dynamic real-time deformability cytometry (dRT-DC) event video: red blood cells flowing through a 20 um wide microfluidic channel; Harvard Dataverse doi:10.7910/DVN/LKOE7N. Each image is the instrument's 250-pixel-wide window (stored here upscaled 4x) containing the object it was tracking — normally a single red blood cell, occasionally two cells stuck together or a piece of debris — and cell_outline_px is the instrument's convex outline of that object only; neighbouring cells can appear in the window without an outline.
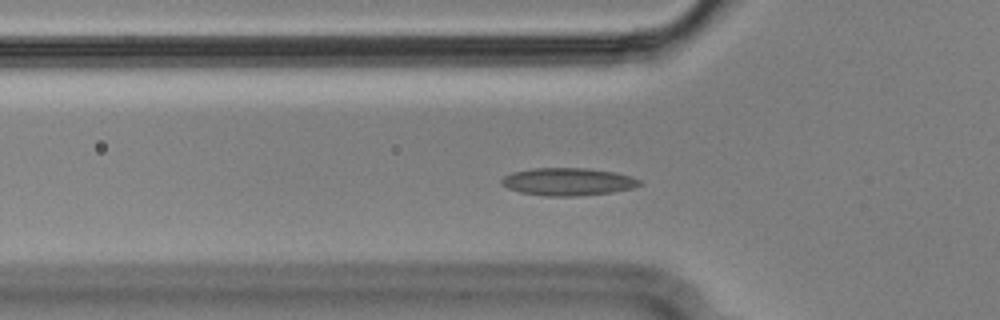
{"species": "Egyptian fruit bat (a non-hibernating species)", "species_latin": "Rousettus aegyptiacus", "temperature_condition": "cold", "stored_images_in_passage": 57, "segment_of_instrument_passage": [1, 2], "camera_frame_rate_fps": 3000, "um_per_image_px": 0.085, "animal": {"sex": "male"}, "frame": {"image": 1, "passage_image": 18, "time_ms": 5.667, "image_size_px": [1000, 320], "cell_outline_px": [[644, 184], [632, 188], [612, 192], [576, 196], [548, 196], [520, 192], [508, 188], [500, 184], [500, 180], [504, 176], [512, 172], [532, 168], [584, 168], [616, 172], [632, 176], [640, 180]], "centroid_in_image_um": [48.28, 15.44], "position_along_channel_um": 77.5, "area_um2": 22.31}}
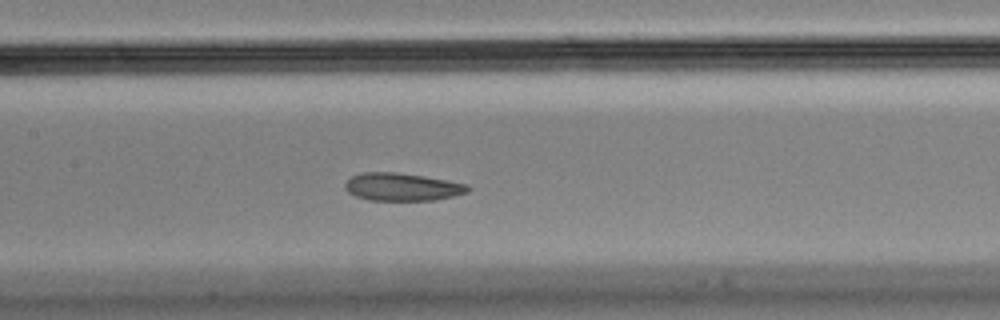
{"frame": {"image": 2, "passage_image": 26, "time_ms": 8.333, "image_size_px": [1000, 320], "cell_outline_px": [[472, 188], [468, 192], [436, 200], [368, 200], [356, 196], [348, 192], [344, 188], [344, 184], [352, 176], [364, 172], [396, 172], [424, 176], [448, 180], [468, 184]], "centroid_in_image_um": [34.2, 15.88], "position_along_channel_um": 173.2, "area_um2": 19.94}}
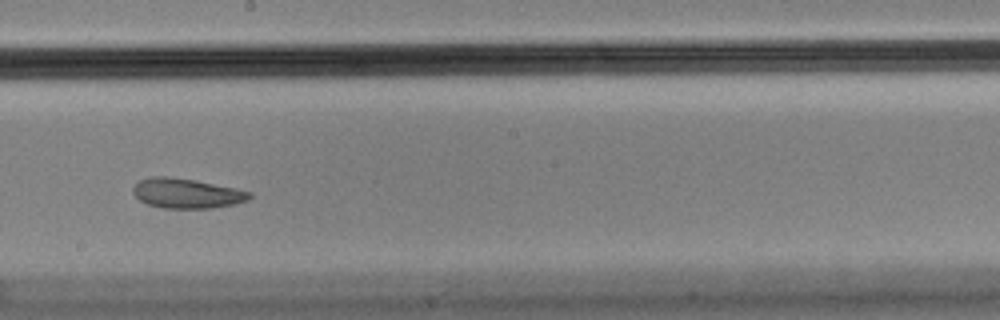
{"frame": {"image": 3, "passage_image": 31, "time_ms": 10.0, "image_size_px": [1000, 320], "cell_outline_px": [[252, 196], [248, 200], [236, 204], [212, 208], [164, 208], [148, 204], [140, 200], [132, 192], [132, 188], [140, 180], [152, 176], [168, 176], [196, 180], [236, 188], [252, 192]], "centroid_in_image_um": [15.89, 16.43], "position_along_channel_um": 232.3, "area_um2": 20.35}}